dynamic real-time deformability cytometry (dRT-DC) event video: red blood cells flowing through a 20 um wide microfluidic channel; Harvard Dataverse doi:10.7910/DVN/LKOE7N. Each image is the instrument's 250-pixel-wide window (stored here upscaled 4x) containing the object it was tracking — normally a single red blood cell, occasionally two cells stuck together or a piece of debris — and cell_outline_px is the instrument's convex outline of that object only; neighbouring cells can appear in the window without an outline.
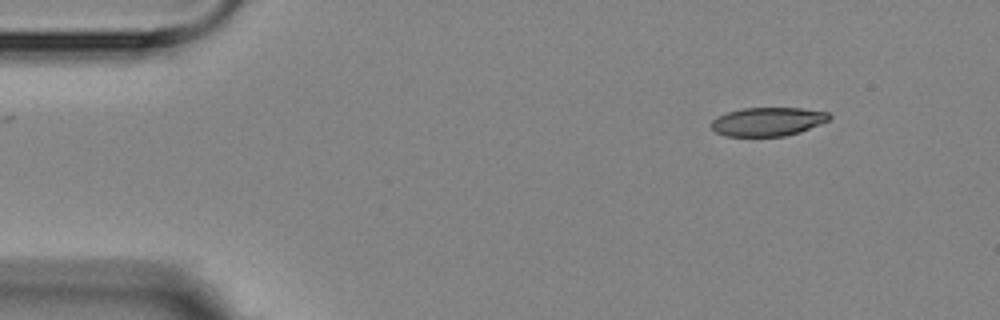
{"species": "Egyptian fruit bat (a non-hibernating species)", "species_latin": "Rousettus aegyptiacus", "temperature_condition": "room temperature", "stored_images_in_passage": 8, "camera_frame_rate_fps": 3000, "um_per_image_px": 0.085, "animal": {"sex": "female"}, "frame": {"image": 1, "passage_image": 1, "time_ms": 0.0, "image_size_px": [1000, 320], "cell_outline_px": [[832, 116], [828, 120], [800, 132], [784, 136], [724, 136], [716, 132], [712, 128], [712, 120], [716, 116], [728, 112], [744, 108], [800, 108], [828, 112]], "centroid_in_image_um": [65.24, 10.34], "position_along_channel_um": 19.8, "area_um2": 19.59}}
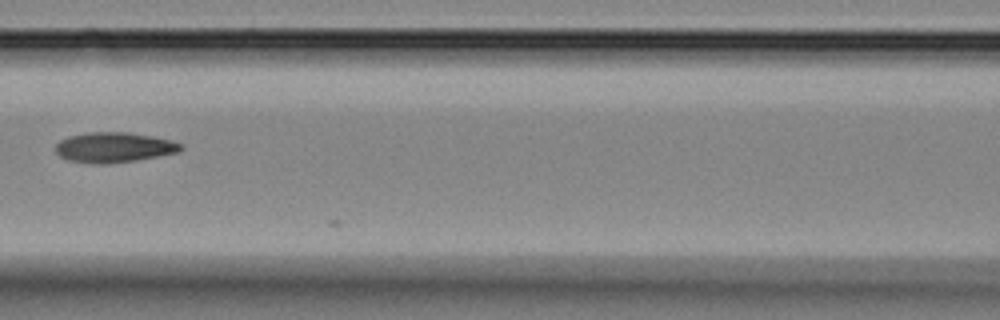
{"frame": {"image": 2, "passage_image": 6, "time_ms": 6.0, "image_size_px": [1000, 320], "cell_outline_px": [[184, 148], [180, 152], [136, 160], [108, 164], [92, 164], [68, 160], [60, 156], [56, 152], [56, 144], [60, 140], [68, 136], [84, 132], [128, 132], [152, 136], [184, 144]], "centroid_in_image_um": [9.68, 12.53], "position_along_channel_um": 156.9, "area_um2": 22.2}}
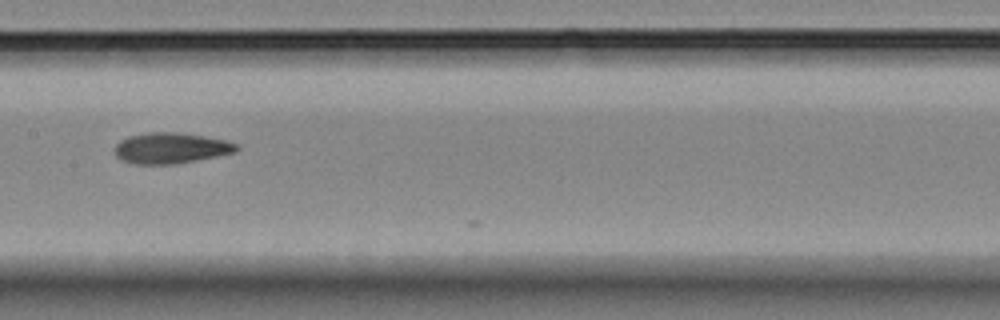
{"frame": {"image": 3, "passage_image": 7, "time_ms": 7.0, "image_size_px": [1000, 320], "cell_outline_px": [[240, 148], [236, 152], [196, 160], [172, 164], [132, 164], [116, 156], [112, 152], [116, 144], [120, 140], [128, 136], [148, 132], [176, 132], [204, 136], [228, 140], [236, 144]], "centroid_in_image_um": [14.5, 12.58], "position_along_channel_um": 192.9, "area_um2": 21.96}}